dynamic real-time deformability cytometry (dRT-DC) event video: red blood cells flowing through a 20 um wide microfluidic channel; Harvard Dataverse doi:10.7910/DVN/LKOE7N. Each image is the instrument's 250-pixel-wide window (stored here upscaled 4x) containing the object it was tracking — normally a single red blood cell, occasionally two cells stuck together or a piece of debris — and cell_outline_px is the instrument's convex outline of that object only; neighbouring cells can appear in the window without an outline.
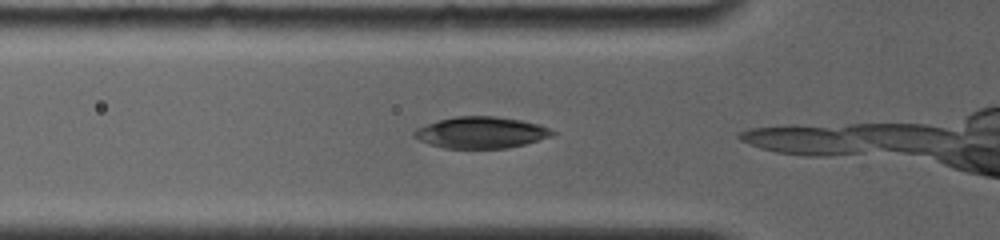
{"species": "common noctule bat (a hibernating species)", "species_latin": "Nyctalus noctula", "temperature_condition": "room temperature", "stored_images_in_passage": 3, "camera_frame_rate_fps": 4000, "um_per_image_px": 0.085, "animal": {"sex": "female", "body_mass_g": 19.0, "forearm_length_mm": 56.7}, "frame": {"image": 1, "passage_image": 2, "time_ms": 0.5, "image_size_px": [1000, 240], "cell_outline_px": [[556, 132], [552, 136], [524, 144], [508, 148], [444, 148], [428, 144], [412, 136], [412, 132], [416, 128], [440, 120], [456, 116], [496, 116], [520, 120], [540, 124]], "centroid_in_image_um": [40.88, 11.26], "position_along_channel_um": 84.9, "area_um2": 25.26}}